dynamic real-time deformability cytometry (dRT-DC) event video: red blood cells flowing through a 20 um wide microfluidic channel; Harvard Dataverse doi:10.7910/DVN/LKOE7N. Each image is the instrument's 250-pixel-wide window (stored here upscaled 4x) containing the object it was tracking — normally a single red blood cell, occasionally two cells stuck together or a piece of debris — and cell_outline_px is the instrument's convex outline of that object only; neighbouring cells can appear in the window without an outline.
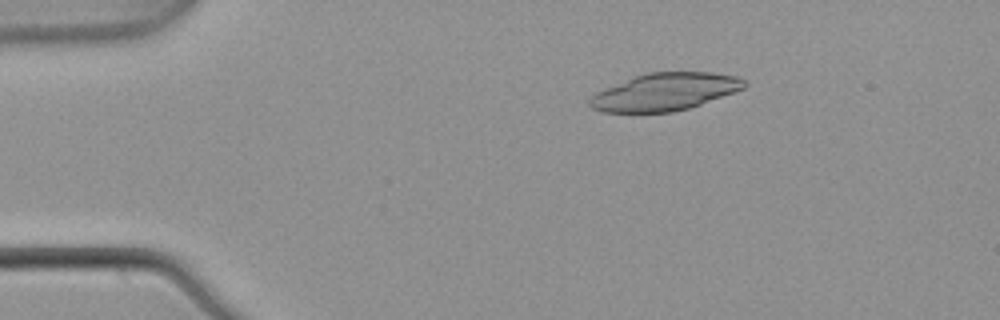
{"species": "common noctule bat (a hibernating species)", "species_latin": "Nyctalus noctula", "temperature_condition": "warm", "stored_images_in_passage": 45, "camera_frame_rate_fps": 3000, "um_per_image_px": 0.085, "animal": {"sex": "male", "body_mass_g": 21.5, "forearm_length_mm": 52.0}, "frame": {"image": 1, "passage_image": 2, "time_ms": 0.333, "image_size_px": [1000, 320], "cell_outline_px": [[748, 84], [744, 88], [700, 104], [688, 108], [672, 112], [600, 112], [592, 108], [588, 104], [588, 100], [596, 92], [644, 72], [712, 72], [736, 76], [744, 80]], "centroid_in_image_um": [56.49, 7.8], "position_along_channel_um": 28.5, "area_um2": 33.52}}